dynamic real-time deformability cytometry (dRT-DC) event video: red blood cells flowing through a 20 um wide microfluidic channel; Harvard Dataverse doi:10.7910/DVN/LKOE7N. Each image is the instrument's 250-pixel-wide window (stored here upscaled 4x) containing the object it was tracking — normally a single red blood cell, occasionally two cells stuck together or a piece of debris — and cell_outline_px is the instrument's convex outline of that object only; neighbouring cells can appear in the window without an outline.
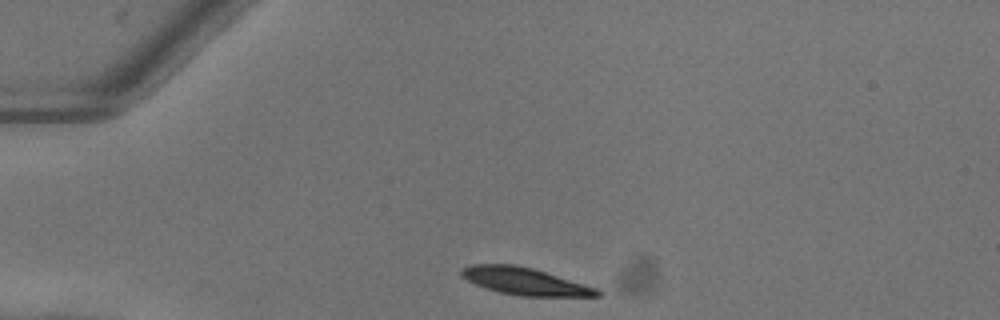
{"species": "common noctule bat (a hibernating species)", "species_latin": "Nyctalus noctula", "temperature_condition": "warm", "stored_images_in_passage": 40, "camera_frame_rate_fps": 3000, "um_per_image_px": 0.085, "animal": {"sex": "female"}, "frame": {"image": 1, "passage_image": 1, "time_ms": 0.0, "image_size_px": [1000, 320], "cell_outline_px": [[600, 296], [520, 296], [500, 292], [484, 288], [460, 276], [460, 268], [472, 264], [512, 264], [532, 268], [596, 288], [600, 292]], "centroid_in_image_um": [44.53, 23.9], "position_along_channel_um": 40.5, "area_um2": 21.27}}
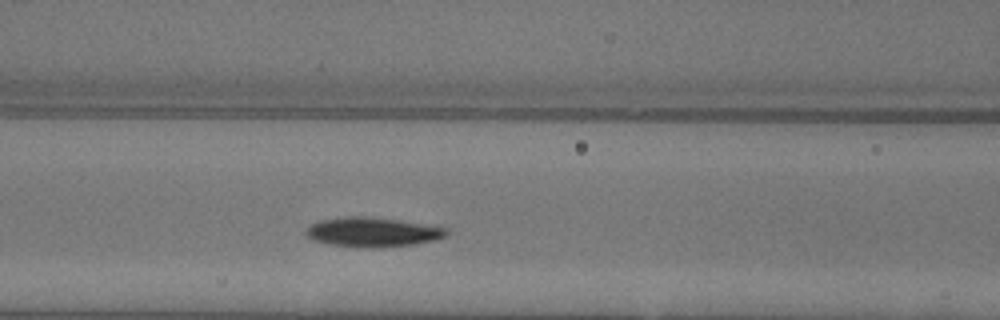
{"frame": {"image": 2, "passage_image": 11, "time_ms": 3.333, "image_size_px": [1000, 320], "cell_outline_px": [[448, 232], [444, 236], [436, 240], [416, 244], [356, 248], [328, 244], [312, 240], [304, 232], [312, 224], [320, 220], [344, 216], [368, 216], [400, 220], [448, 228]], "centroid_in_image_um": [31.64, 19.72], "position_along_channel_um": 135.0, "area_um2": 24.16}}
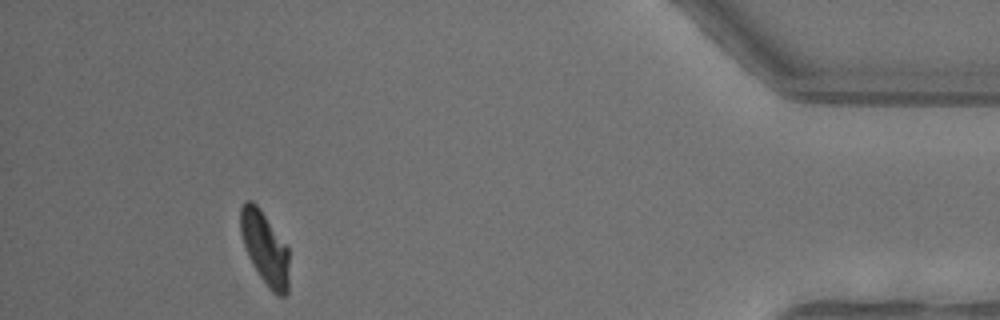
{"frame": {"image": 3, "passage_image": 36, "time_ms": 11.667, "image_size_px": [1000, 320], "cell_outline_px": [[288, 296], [276, 296], [272, 292], [260, 276], [244, 244], [240, 232], [240, 208], [244, 200], [252, 200], [256, 204], [288, 248]], "centroid_in_image_um": [22.52, 21.09], "position_along_channel_um": 412.7, "area_um2": 20.17}, "authors_computed_cell_mechanics": {"area_um2": 23.0333, "velocity_mm_per_s": 4.0237, "shape_relaxation_time_tau1_ms": 2.5544, "shape_relaxation_time_tau2_ms": null, "deformation_change_tau1": 0.1633, "deformation_change_tau2": null}}